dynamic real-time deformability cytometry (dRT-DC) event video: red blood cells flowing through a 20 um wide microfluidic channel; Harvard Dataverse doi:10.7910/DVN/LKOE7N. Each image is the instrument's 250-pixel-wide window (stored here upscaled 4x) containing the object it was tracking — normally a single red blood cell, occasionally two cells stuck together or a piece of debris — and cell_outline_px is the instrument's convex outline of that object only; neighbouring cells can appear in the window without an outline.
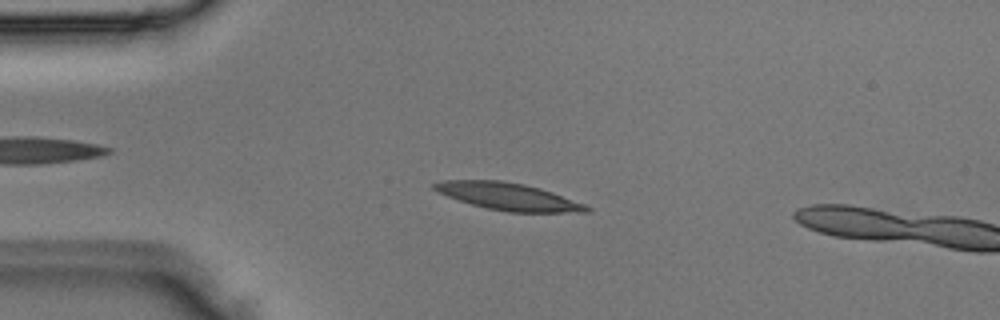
{"species": "Egyptian fruit bat (a non-hibernating species)", "species_latin": "Rousettus aegyptiacus", "temperature_condition": "room temperature", "stored_images_in_passage": 4, "camera_frame_rate_fps": 3000, "um_per_image_px": 0.085, "animal": {"sex": "male"}, "frame": {"image": 1, "passage_image": 3, "time_ms": 0.667, "image_size_px": [1000, 320], "cell_outline_px": [[592, 208], [588, 212], [508, 212], [488, 208], [472, 204], [436, 192], [432, 188], [432, 184], [440, 180], [500, 180], [524, 184], [540, 188], [552, 192], [584, 204]], "centroid_in_image_um": [43.17, 16.69], "position_along_channel_um": 41.8, "area_um2": 23.99}}